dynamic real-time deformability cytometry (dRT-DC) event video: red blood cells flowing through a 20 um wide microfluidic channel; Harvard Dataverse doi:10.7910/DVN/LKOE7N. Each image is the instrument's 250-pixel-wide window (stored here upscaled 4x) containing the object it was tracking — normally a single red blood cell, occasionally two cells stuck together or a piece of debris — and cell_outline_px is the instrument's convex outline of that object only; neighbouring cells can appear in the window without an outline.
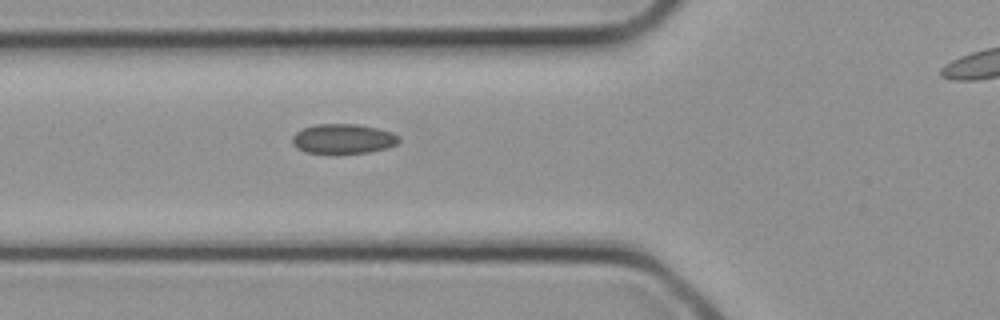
{"species": "common noctule bat (a hibernating species)", "species_latin": "Nyctalus noctula", "temperature_condition": "cold", "stored_images_in_passage": 22, "camera_frame_rate_fps": 3000, "um_per_image_px": 0.085, "animal": {"sex": "female", "body_mass_g": 21.9}, "frame": {"image": 1, "passage_image": 6, "time_ms": 1.667, "image_size_px": [1000, 320], "cell_outline_px": [[400, 140], [396, 144], [388, 148], [368, 152], [304, 152], [296, 148], [292, 144], [292, 136], [296, 132], [304, 128], [316, 124], [356, 124], [376, 128], [392, 132], [400, 136]], "centroid_in_image_um": [29.17, 11.78], "position_along_channel_um": 96.6, "area_um2": 18.26}}
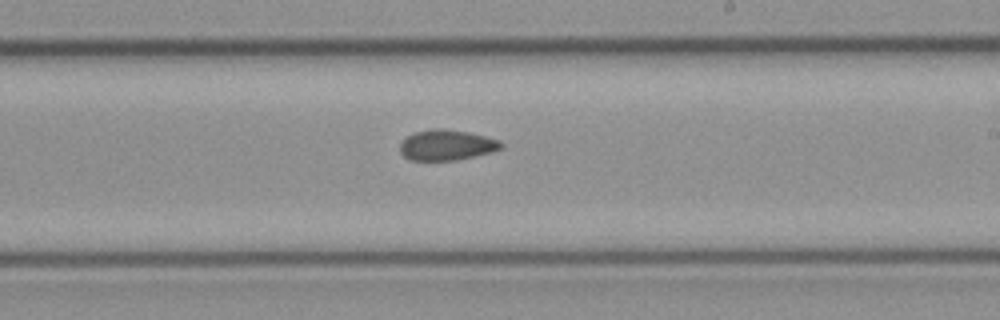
{"frame": {"image": 2, "passage_image": 13, "time_ms": 4.0, "image_size_px": [1000, 320], "cell_outline_px": [[504, 144], [500, 148], [492, 152], [456, 160], [408, 160], [400, 152], [400, 144], [408, 136], [416, 132], [432, 128], [444, 128], [468, 132], [500, 140]], "centroid_in_image_um": [37.96, 12.33], "position_along_channel_um": 251.0, "area_um2": 17.92}}
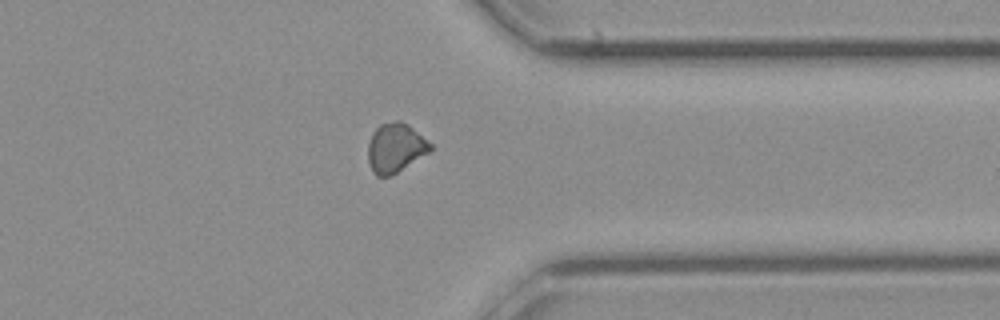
{"frame": {"image": 3, "passage_image": 19, "time_ms": 6.0, "image_size_px": [1000, 320], "cell_outline_px": [[432, 148], [428, 152], [396, 172], [388, 176], [376, 176], [372, 172], [368, 160], [368, 144], [372, 132], [380, 124], [396, 120], [400, 120], [408, 124], [432, 144]], "centroid_in_image_um": [33.58, 12.54], "position_along_channel_um": 377.8, "area_um2": 17.69}}